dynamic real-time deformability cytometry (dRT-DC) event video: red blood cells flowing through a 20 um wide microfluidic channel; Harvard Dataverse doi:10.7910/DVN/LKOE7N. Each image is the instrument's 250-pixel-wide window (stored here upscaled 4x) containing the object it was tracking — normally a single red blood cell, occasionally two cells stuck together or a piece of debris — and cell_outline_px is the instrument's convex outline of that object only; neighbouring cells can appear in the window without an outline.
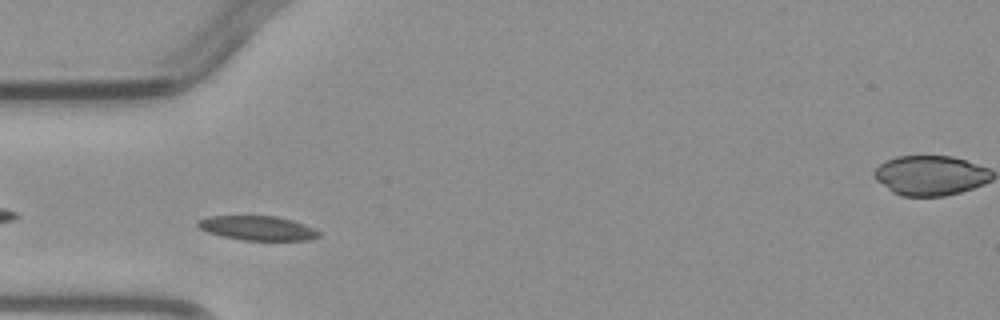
{"species": "common noctule bat (a hibernating species)", "species_latin": "Nyctalus noctula", "temperature_condition": "warm", "stored_images_in_passage": 2, "camera_frame_rate_fps": 3000, "um_per_image_px": 0.085, "animal": {"sex": "male", "body_mass_g": 23.1, "forearm_length_mm": 52.7}, "frame": {"image": 1, "passage_image": 1, "time_ms": 0.0, "image_size_px": [1000, 320], "cell_outline_px": [[320, 236], [308, 240], [244, 240], [224, 236], [208, 232], [200, 228], [196, 224], [196, 220], [208, 216], [276, 216], [292, 220], [304, 224], [320, 232]], "centroid_in_image_um": [21.88, 19.38], "position_along_channel_um": 63.1, "area_um2": 17.05}}
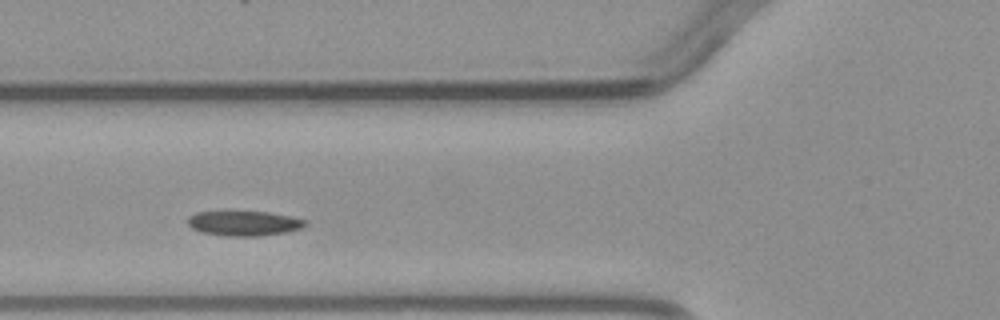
{"frame": {"image": 2, "passage_image": 2, "time_ms": 1.0, "image_size_px": [1000, 320], "cell_outline_px": [[308, 224], [304, 228], [284, 232], [256, 236], [228, 236], [200, 232], [192, 228], [188, 224], [188, 216], [196, 212], [224, 208], [228, 208], [268, 212], [292, 216], [308, 220]], "centroid_in_image_um": [20.7, 18.91], "position_along_channel_um": 105.1, "area_um2": 18.15}}